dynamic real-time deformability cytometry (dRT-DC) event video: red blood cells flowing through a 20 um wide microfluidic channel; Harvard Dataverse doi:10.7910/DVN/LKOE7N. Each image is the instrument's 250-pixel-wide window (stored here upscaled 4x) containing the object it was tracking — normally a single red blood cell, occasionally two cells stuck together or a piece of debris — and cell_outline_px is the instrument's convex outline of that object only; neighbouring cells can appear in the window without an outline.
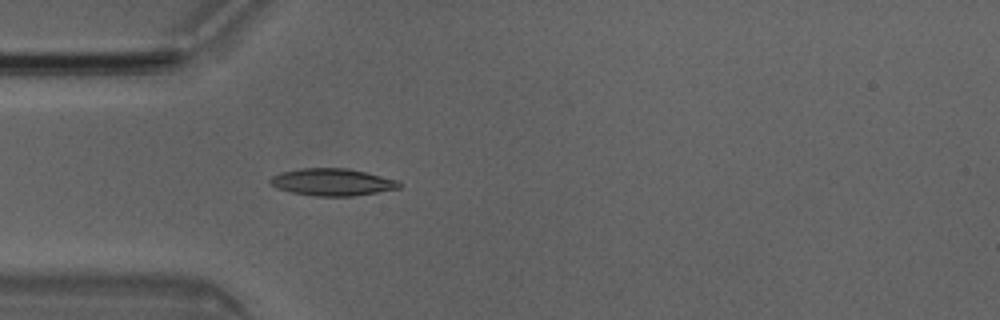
{"species": "Egyptian fruit bat (a non-hibernating species)", "species_latin": "Rousettus aegyptiacus", "temperature_condition": "room temperature", "stored_images_in_passage": 3, "camera_frame_rate_fps": 3000, "um_per_image_px": 0.085, "animal": {"sex": "male"}, "frame": {"image": 1, "passage_image": 3, "time_ms": 0.667, "image_size_px": [1000, 320], "cell_outline_px": [[400, 188], [352, 196], [312, 196], [292, 192], [276, 188], [268, 184], [268, 180], [272, 176], [280, 172], [300, 168], [348, 168], [396, 180], [400, 184]], "centroid_in_image_um": [28.15, 15.48], "position_along_channel_um": 56.8, "area_um2": 20.35}}